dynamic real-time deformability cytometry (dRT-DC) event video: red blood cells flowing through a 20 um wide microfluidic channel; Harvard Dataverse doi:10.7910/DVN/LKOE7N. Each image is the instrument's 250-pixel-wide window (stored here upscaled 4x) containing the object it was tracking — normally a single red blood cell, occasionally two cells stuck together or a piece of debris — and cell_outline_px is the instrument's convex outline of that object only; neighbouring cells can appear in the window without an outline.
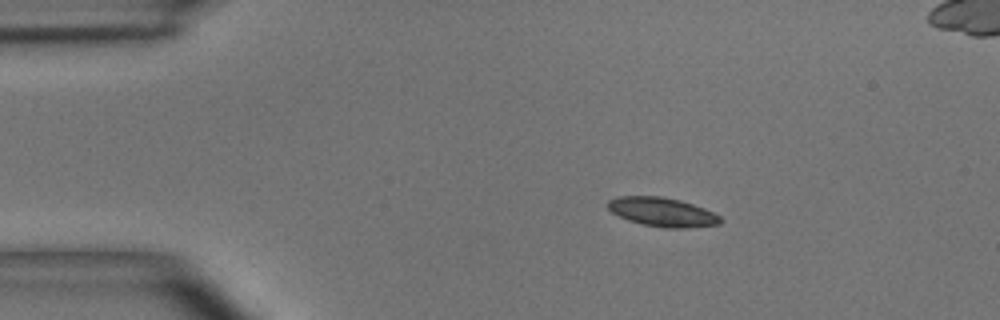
{"species": "common noctule bat (a hibernating species)", "species_latin": "Nyctalus noctula", "temperature_condition": "room temperature", "stored_images_in_passage": 10, "segment_of_instrument_passage": [1, 2], "camera_frame_rate_fps": 3000, "um_per_image_px": 0.085, "animal": {"sex": "male", "body_mass_g": 15.6}, "frame": {"image": 1, "passage_image": 1, "time_ms": 0.0, "image_size_px": [1000, 320], "cell_outline_px": [[724, 220], [720, 224], [688, 228], [664, 228], [644, 224], [628, 220], [612, 212], [608, 208], [608, 200], [616, 196], [660, 196], [680, 200], [704, 208], [720, 216]], "centroid_in_image_um": [56.31, 18.02], "position_along_channel_um": 28.7, "area_um2": 19.02}}
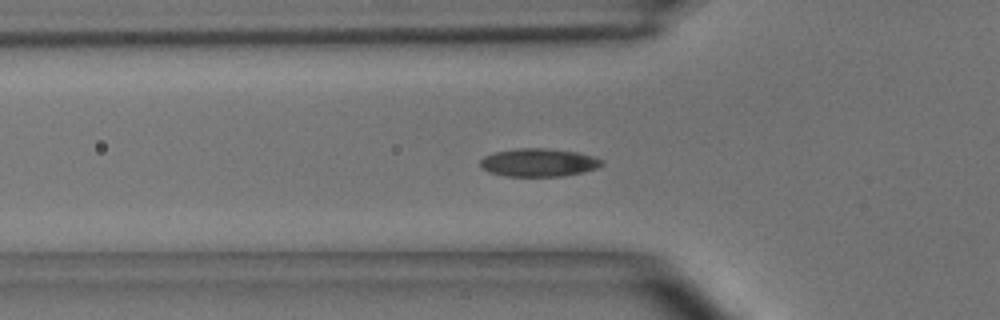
{"frame": {"image": 2, "passage_image": 9, "time_ms": 2.667, "image_size_px": [1000, 320], "cell_outline_px": [[604, 164], [596, 168], [584, 172], [560, 176], [504, 176], [488, 172], [480, 168], [480, 160], [484, 156], [492, 152], [516, 148], [544, 148], [576, 152], [592, 156], [604, 160]], "centroid_in_image_um": [45.74, 13.81], "position_along_channel_um": 80.1, "area_um2": 20.06}}